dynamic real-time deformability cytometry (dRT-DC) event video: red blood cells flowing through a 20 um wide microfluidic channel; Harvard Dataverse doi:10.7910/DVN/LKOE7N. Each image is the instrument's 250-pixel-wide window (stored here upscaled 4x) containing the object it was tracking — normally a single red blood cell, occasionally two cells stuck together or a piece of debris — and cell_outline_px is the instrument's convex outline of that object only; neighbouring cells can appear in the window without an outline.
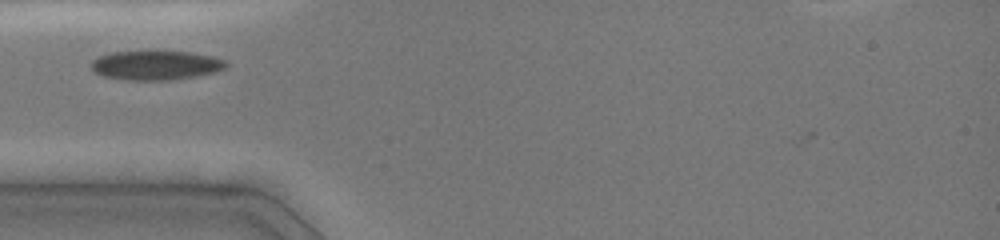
{"species": "common noctule bat (a hibernating species)", "species_latin": "Nyctalus noctula", "temperature_condition": "cold", "stored_images_in_passage": 2, "camera_frame_rate_fps": 3000, "um_per_image_px": 0.085, "animal": {"sex": "female", "body_mass_g": 19.0, "forearm_length_mm": 51.5}, "frame": {"image": 1, "passage_image": 1, "time_ms": 0.0, "image_size_px": [1000, 240], "cell_outline_px": [[228, 64], [224, 68], [216, 72], [196, 76], [172, 80], [124, 80], [104, 76], [96, 72], [88, 64], [92, 60], [100, 56], [112, 52], [188, 52], [212, 56], [224, 60]], "centroid_in_image_um": [13.23, 5.56], "position_along_channel_um": 71.8, "area_um2": 22.83}}